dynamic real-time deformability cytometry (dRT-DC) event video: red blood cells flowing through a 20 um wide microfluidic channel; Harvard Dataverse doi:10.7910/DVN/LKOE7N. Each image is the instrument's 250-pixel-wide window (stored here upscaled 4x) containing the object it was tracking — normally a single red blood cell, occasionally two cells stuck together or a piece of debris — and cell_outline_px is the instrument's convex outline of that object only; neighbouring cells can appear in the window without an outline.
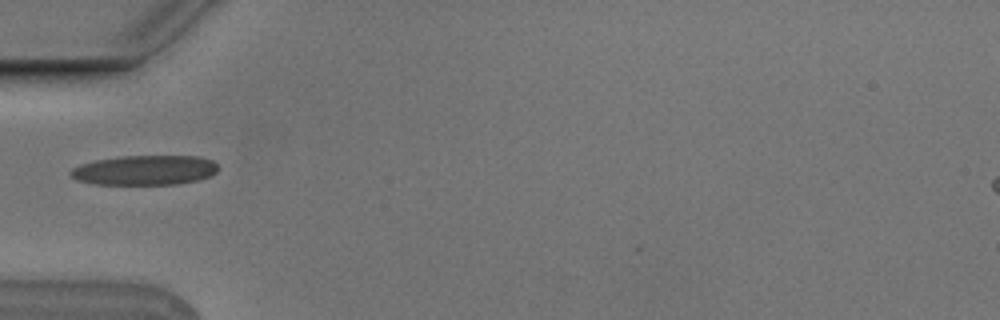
{"species": "Egyptian fruit bat (a non-hibernating species)", "species_latin": "Rousettus aegyptiacus", "temperature_condition": "cold", "stored_images_in_passage": 2, "camera_frame_rate_fps": 3000, "um_per_image_px": 0.085, "animal": {"sex": "male"}, "frame": {"image": 1, "passage_image": 1, "time_ms": 0.0, "image_size_px": [1000, 320], "cell_outline_px": [[216, 172], [208, 176], [196, 180], [176, 184], [96, 184], [76, 180], [68, 172], [72, 168], [80, 164], [96, 160], [120, 156], [200, 156], [212, 160], [216, 164]], "centroid_in_image_um": [12.27, 14.45], "position_along_channel_um": 72.7, "area_um2": 25.43}}